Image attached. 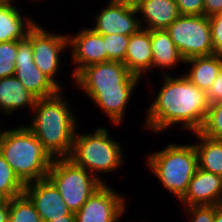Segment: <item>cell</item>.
<instances>
[{"instance_id": "6da1fadb", "label": "cell", "mask_w": 222, "mask_h": 222, "mask_svg": "<svg viewBox=\"0 0 222 222\" xmlns=\"http://www.w3.org/2000/svg\"><path fill=\"white\" fill-rule=\"evenodd\" d=\"M163 75L161 89L146 110L144 129L160 133L179 124L188 132H199L210 106L207 92L199 89L184 74L172 77L166 70Z\"/></svg>"}, {"instance_id": "7a4b0ae2", "label": "cell", "mask_w": 222, "mask_h": 222, "mask_svg": "<svg viewBox=\"0 0 222 222\" xmlns=\"http://www.w3.org/2000/svg\"><path fill=\"white\" fill-rule=\"evenodd\" d=\"M72 78L113 125L122 123L127 104L141 80L118 61L88 65Z\"/></svg>"}, {"instance_id": "3957f363", "label": "cell", "mask_w": 222, "mask_h": 222, "mask_svg": "<svg viewBox=\"0 0 222 222\" xmlns=\"http://www.w3.org/2000/svg\"><path fill=\"white\" fill-rule=\"evenodd\" d=\"M63 91L40 98L32 109L33 118L26 125L52 158L69 157L77 130V116L72 112Z\"/></svg>"}, {"instance_id": "277c9868", "label": "cell", "mask_w": 222, "mask_h": 222, "mask_svg": "<svg viewBox=\"0 0 222 222\" xmlns=\"http://www.w3.org/2000/svg\"><path fill=\"white\" fill-rule=\"evenodd\" d=\"M0 153L24 185L46 178L53 161L26 125L0 129Z\"/></svg>"}, {"instance_id": "5b68a950", "label": "cell", "mask_w": 222, "mask_h": 222, "mask_svg": "<svg viewBox=\"0 0 222 222\" xmlns=\"http://www.w3.org/2000/svg\"><path fill=\"white\" fill-rule=\"evenodd\" d=\"M118 142L109 136L108 130L104 127L86 134H80L76 130L68 158L105 184L106 181L99 175L116 172L124 165L123 147Z\"/></svg>"}, {"instance_id": "8992f818", "label": "cell", "mask_w": 222, "mask_h": 222, "mask_svg": "<svg viewBox=\"0 0 222 222\" xmlns=\"http://www.w3.org/2000/svg\"><path fill=\"white\" fill-rule=\"evenodd\" d=\"M147 165L161 185L176 199L187 192L189 182L198 168V156L194 144H168L162 150L149 154Z\"/></svg>"}, {"instance_id": "52a82bcc", "label": "cell", "mask_w": 222, "mask_h": 222, "mask_svg": "<svg viewBox=\"0 0 222 222\" xmlns=\"http://www.w3.org/2000/svg\"><path fill=\"white\" fill-rule=\"evenodd\" d=\"M47 178L59 191L68 209L76 213L103 183L68 157L53 158Z\"/></svg>"}, {"instance_id": "ba28073f", "label": "cell", "mask_w": 222, "mask_h": 222, "mask_svg": "<svg viewBox=\"0 0 222 222\" xmlns=\"http://www.w3.org/2000/svg\"><path fill=\"white\" fill-rule=\"evenodd\" d=\"M166 31L184 60L215 54L209 18L204 15H180Z\"/></svg>"}, {"instance_id": "9c48e42d", "label": "cell", "mask_w": 222, "mask_h": 222, "mask_svg": "<svg viewBox=\"0 0 222 222\" xmlns=\"http://www.w3.org/2000/svg\"><path fill=\"white\" fill-rule=\"evenodd\" d=\"M32 44L33 60L40 71L47 76L60 90L62 85L55 79L60 69L61 53L68 50V33L55 34L36 24L26 37Z\"/></svg>"}, {"instance_id": "30bf717a", "label": "cell", "mask_w": 222, "mask_h": 222, "mask_svg": "<svg viewBox=\"0 0 222 222\" xmlns=\"http://www.w3.org/2000/svg\"><path fill=\"white\" fill-rule=\"evenodd\" d=\"M126 201L105 183L75 213V222H118L126 213Z\"/></svg>"}, {"instance_id": "8fae6325", "label": "cell", "mask_w": 222, "mask_h": 222, "mask_svg": "<svg viewBox=\"0 0 222 222\" xmlns=\"http://www.w3.org/2000/svg\"><path fill=\"white\" fill-rule=\"evenodd\" d=\"M14 76L37 99L54 96L60 91L35 65L32 44L27 38L17 41Z\"/></svg>"}, {"instance_id": "7c38bea8", "label": "cell", "mask_w": 222, "mask_h": 222, "mask_svg": "<svg viewBox=\"0 0 222 222\" xmlns=\"http://www.w3.org/2000/svg\"><path fill=\"white\" fill-rule=\"evenodd\" d=\"M102 8L100 13L94 16L95 23L91 28L96 33L131 36L141 28L136 8L129 7L117 0H109L106 7Z\"/></svg>"}, {"instance_id": "4fadbf2b", "label": "cell", "mask_w": 222, "mask_h": 222, "mask_svg": "<svg viewBox=\"0 0 222 222\" xmlns=\"http://www.w3.org/2000/svg\"><path fill=\"white\" fill-rule=\"evenodd\" d=\"M23 193L33 203L42 222L64 218V215L71 212L59 191L47 177L26 184Z\"/></svg>"}, {"instance_id": "5bb4252c", "label": "cell", "mask_w": 222, "mask_h": 222, "mask_svg": "<svg viewBox=\"0 0 222 222\" xmlns=\"http://www.w3.org/2000/svg\"><path fill=\"white\" fill-rule=\"evenodd\" d=\"M68 43L72 62L76 66L72 71L73 77L88 65L108 61L102 35L91 28L82 29L75 35L69 34Z\"/></svg>"}, {"instance_id": "9a60e30c", "label": "cell", "mask_w": 222, "mask_h": 222, "mask_svg": "<svg viewBox=\"0 0 222 222\" xmlns=\"http://www.w3.org/2000/svg\"><path fill=\"white\" fill-rule=\"evenodd\" d=\"M221 185L222 176L197 168L179 202L183 207L217 205Z\"/></svg>"}, {"instance_id": "2e32d148", "label": "cell", "mask_w": 222, "mask_h": 222, "mask_svg": "<svg viewBox=\"0 0 222 222\" xmlns=\"http://www.w3.org/2000/svg\"><path fill=\"white\" fill-rule=\"evenodd\" d=\"M151 30L140 28L130 36L124 64L127 69L140 79L152 69Z\"/></svg>"}, {"instance_id": "e0dca14e", "label": "cell", "mask_w": 222, "mask_h": 222, "mask_svg": "<svg viewBox=\"0 0 222 222\" xmlns=\"http://www.w3.org/2000/svg\"><path fill=\"white\" fill-rule=\"evenodd\" d=\"M12 2L0 0V43L25 39L38 23L33 18L22 16L23 13Z\"/></svg>"}, {"instance_id": "ac0fdd59", "label": "cell", "mask_w": 222, "mask_h": 222, "mask_svg": "<svg viewBox=\"0 0 222 222\" xmlns=\"http://www.w3.org/2000/svg\"><path fill=\"white\" fill-rule=\"evenodd\" d=\"M136 10L143 15L141 28L148 30L166 29L180 16L175 0H144Z\"/></svg>"}, {"instance_id": "d6986e66", "label": "cell", "mask_w": 222, "mask_h": 222, "mask_svg": "<svg viewBox=\"0 0 222 222\" xmlns=\"http://www.w3.org/2000/svg\"><path fill=\"white\" fill-rule=\"evenodd\" d=\"M37 98L15 76L0 78V111L3 114L35 106ZM29 106V107H28Z\"/></svg>"}, {"instance_id": "ffe728a7", "label": "cell", "mask_w": 222, "mask_h": 222, "mask_svg": "<svg viewBox=\"0 0 222 222\" xmlns=\"http://www.w3.org/2000/svg\"><path fill=\"white\" fill-rule=\"evenodd\" d=\"M184 64L191 65L189 71L183 73L185 77L207 92L222 69V55L192 57L185 60Z\"/></svg>"}, {"instance_id": "44dd1931", "label": "cell", "mask_w": 222, "mask_h": 222, "mask_svg": "<svg viewBox=\"0 0 222 222\" xmlns=\"http://www.w3.org/2000/svg\"><path fill=\"white\" fill-rule=\"evenodd\" d=\"M151 44L152 69L160 68L165 71L164 69H171L177 67L179 63H185L166 29L151 30Z\"/></svg>"}, {"instance_id": "7402d4cb", "label": "cell", "mask_w": 222, "mask_h": 222, "mask_svg": "<svg viewBox=\"0 0 222 222\" xmlns=\"http://www.w3.org/2000/svg\"><path fill=\"white\" fill-rule=\"evenodd\" d=\"M194 144L198 156V168L222 176V141L214 140L194 132Z\"/></svg>"}, {"instance_id": "603a6c76", "label": "cell", "mask_w": 222, "mask_h": 222, "mask_svg": "<svg viewBox=\"0 0 222 222\" xmlns=\"http://www.w3.org/2000/svg\"><path fill=\"white\" fill-rule=\"evenodd\" d=\"M9 218L11 222H42L33 203L24 193L9 199Z\"/></svg>"}, {"instance_id": "cb8c5ba5", "label": "cell", "mask_w": 222, "mask_h": 222, "mask_svg": "<svg viewBox=\"0 0 222 222\" xmlns=\"http://www.w3.org/2000/svg\"><path fill=\"white\" fill-rule=\"evenodd\" d=\"M25 185L0 153V195L7 200L22 195Z\"/></svg>"}, {"instance_id": "d4e9b609", "label": "cell", "mask_w": 222, "mask_h": 222, "mask_svg": "<svg viewBox=\"0 0 222 222\" xmlns=\"http://www.w3.org/2000/svg\"><path fill=\"white\" fill-rule=\"evenodd\" d=\"M199 132L208 138L222 141V101L210 104Z\"/></svg>"}, {"instance_id": "484cf974", "label": "cell", "mask_w": 222, "mask_h": 222, "mask_svg": "<svg viewBox=\"0 0 222 222\" xmlns=\"http://www.w3.org/2000/svg\"><path fill=\"white\" fill-rule=\"evenodd\" d=\"M108 61L124 63L130 36L122 34L102 35Z\"/></svg>"}, {"instance_id": "4316f807", "label": "cell", "mask_w": 222, "mask_h": 222, "mask_svg": "<svg viewBox=\"0 0 222 222\" xmlns=\"http://www.w3.org/2000/svg\"><path fill=\"white\" fill-rule=\"evenodd\" d=\"M17 41L0 43V78L14 76Z\"/></svg>"}, {"instance_id": "83f0119b", "label": "cell", "mask_w": 222, "mask_h": 222, "mask_svg": "<svg viewBox=\"0 0 222 222\" xmlns=\"http://www.w3.org/2000/svg\"><path fill=\"white\" fill-rule=\"evenodd\" d=\"M187 212L190 220L189 222H214L215 205H201L183 207Z\"/></svg>"}, {"instance_id": "f1b7e54d", "label": "cell", "mask_w": 222, "mask_h": 222, "mask_svg": "<svg viewBox=\"0 0 222 222\" xmlns=\"http://www.w3.org/2000/svg\"><path fill=\"white\" fill-rule=\"evenodd\" d=\"M214 53L222 55V13L209 17Z\"/></svg>"}, {"instance_id": "f546056e", "label": "cell", "mask_w": 222, "mask_h": 222, "mask_svg": "<svg viewBox=\"0 0 222 222\" xmlns=\"http://www.w3.org/2000/svg\"><path fill=\"white\" fill-rule=\"evenodd\" d=\"M180 15H204V0H175Z\"/></svg>"}, {"instance_id": "4dcf8cb0", "label": "cell", "mask_w": 222, "mask_h": 222, "mask_svg": "<svg viewBox=\"0 0 222 222\" xmlns=\"http://www.w3.org/2000/svg\"><path fill=\"white\" fill-rule=\"evenodd\" d=\"M207 99L209 104L222 101V69L207 91Z\"/></svg>"}, {"instance_id": "1f68e13d", "label": "cell", "mask_w": 222, "mask_h": 222, "mask_svg": "<svg viewBox=\"0 0 222 222\" xmlns=\"http://www.w3.org/2000/svg\"><path fill=\"white\" fill-rule=\"evenodd\" d=\"M222 13V0H204V16L211 17Z\"/></svg>"}, {"instance_id": "d6a6232c", "label": "cell", "mask_w": 222, "mask_h": 222, "mask_svg": "<svg viewBox=\"0 0 222 222\" xmlns=\"http://www.w3.org/2000/svg\"><path fill=\"white\" fill-rule=\"evenodd\" d=\"M0 222H11L9 218V200L0 206Z\"/></svg>"}, {"instance_id": "836d02e7", "label": "cell", "mask_w": 222, "mask_h": 222, "mask_svg": "<svg viewBox=\"0 0 222 222\" xmlns=\"http://www.w3.org/2000/svg\"><path fill=\"white\" fill-rule=\"evenodd\" d=\"M50 222H75V213L70 212L64 215V218L52 219Z\"/></svg>"}, {"instance_id": "e575fe53", "label": "cell", "mask_w": 222, "mask_h": 222, "mask_svg": "<svg viewBox=\"0 0 222 222\" xmlns=\"http://www.w3.org/2000/svg\"><path fill=\"white\" fill-rule=\"evenodd\" d=\"M129 7L137 8L144 0H117Z\"/></svg>"}, {"instance_id": "d590c367", "label": "cell", "mask_w": 222, "mask_h": 222, "mask_svg": "<svg viewBox=\"0 0 222 222\" xmlns=\"http://www.w3.org/2000/svg\"><path fill=\"white\" fill-rule=\"evenodd\" d=\"M214 222H222V207L215 205Z\"/></svg>"}, {"instance_id": "8d00e7d4", "label": "cell", "mask_w": 222, "mask_h": 222, "mask_svg": "<svg viewBox=\"0 0 222 222\" xmlns=\"http://www.w3.org/2000/svg\"><path fill=\"white\" fill-rule=\"evenodd\" d=\"M217 206L222 207V185H221V192L218 198Z\"/></svg>"}, {"instance_id": "74e56055", "label": "cell", "mask_w": 222, "mask_h": 222, "mask_svg": "<svg viewBox=\"0 0 222 222\" xmlns=\"http://www.w3.org/2000/svg\"><path fill=\"white\" fill-rule=\"evenodd\" d=\"M7 199L0 195V206L6 201Z\"/></svg>"}]
</instances>
